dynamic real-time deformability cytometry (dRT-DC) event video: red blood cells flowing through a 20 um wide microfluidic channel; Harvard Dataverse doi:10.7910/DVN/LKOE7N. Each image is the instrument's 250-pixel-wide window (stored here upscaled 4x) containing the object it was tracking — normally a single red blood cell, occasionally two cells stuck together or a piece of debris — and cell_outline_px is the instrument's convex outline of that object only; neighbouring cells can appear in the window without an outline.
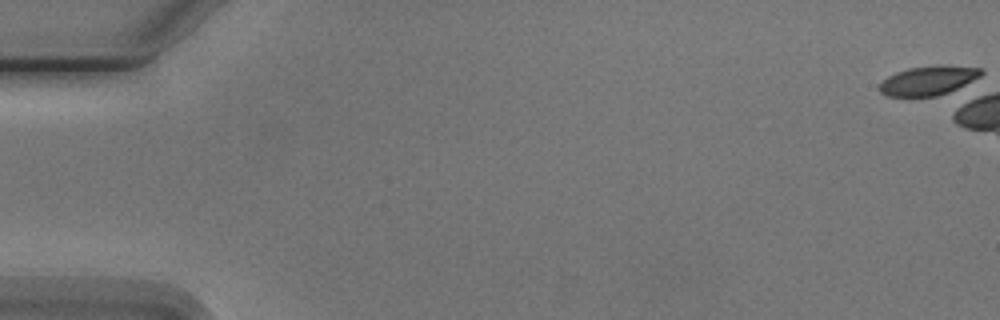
{"species": "Egyptian fruit bat (a non-hibernating species)", "species_latin": "Rousettus aegyptiacus", "temperature_condition": "cold", "stored_images_in_passage": 1, "camera_frame_rate_fps": 3000, "um_per_image_px": 0.085, "animal": {"sex": "male"}, "frame": {"image": 1, "passage_image": 1, "time_ms": 0.0, "image_size_px": [1000, 320], "cell_outline_px": [[984, 72], [980, 76], [948, 92], [936, 96], [888, 96], [880, 92], [880, 84], [888, 76], [896, 72], [908, 68], [940, 64], [980, 68]], "centroid_in_image_um": [78.89, 6.83], "position_along_channel_um": 6.1, "area_um2": 17.11}}